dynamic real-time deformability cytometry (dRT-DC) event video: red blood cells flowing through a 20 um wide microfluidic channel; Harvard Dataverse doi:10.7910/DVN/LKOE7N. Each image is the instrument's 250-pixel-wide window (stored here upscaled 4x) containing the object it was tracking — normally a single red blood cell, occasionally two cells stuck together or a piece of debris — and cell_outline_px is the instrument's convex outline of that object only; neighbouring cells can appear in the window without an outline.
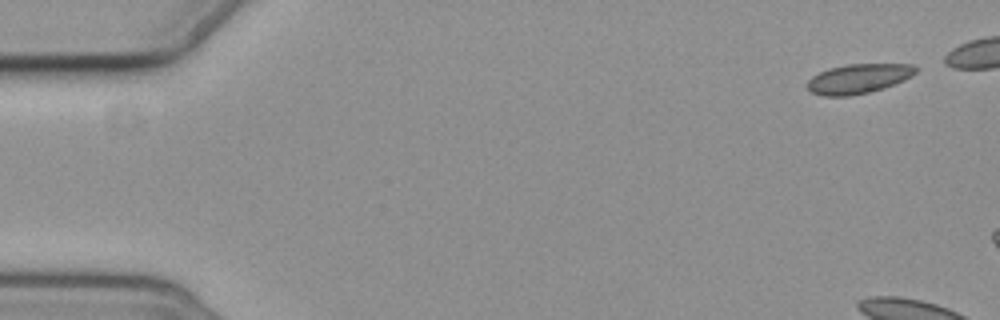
{"species": "common noctule bat (a hibernating species)", "species_latin": "Nyctalus noctula", "temperature_condition": "cold", "stored_images_in_passage": 5, "camera_frame_rate_fps": 3000, "um_per_image_px": 0.085, "animal": {"sex": "female", "body_mass_g": 19.3, "forearm_length_mm": 54.1}, "frame": {"image": 1, "passage_image": 1, "time_ms": 0.0, "image_size_px": [1000, 320], "cell_outline_px": [[920, 68], [912, 76], [904, 80], [884, 88], [868, 92], [848, 96], [824, 96], [812, 92], [808, 88], [808, 80], [812, 76], [828, 68], [848, 64], [912, 64]], "centroid_in_image_um": [73.0, 6.68], "position_along_channel_um": 12.0, "area_um2": 18.67}}